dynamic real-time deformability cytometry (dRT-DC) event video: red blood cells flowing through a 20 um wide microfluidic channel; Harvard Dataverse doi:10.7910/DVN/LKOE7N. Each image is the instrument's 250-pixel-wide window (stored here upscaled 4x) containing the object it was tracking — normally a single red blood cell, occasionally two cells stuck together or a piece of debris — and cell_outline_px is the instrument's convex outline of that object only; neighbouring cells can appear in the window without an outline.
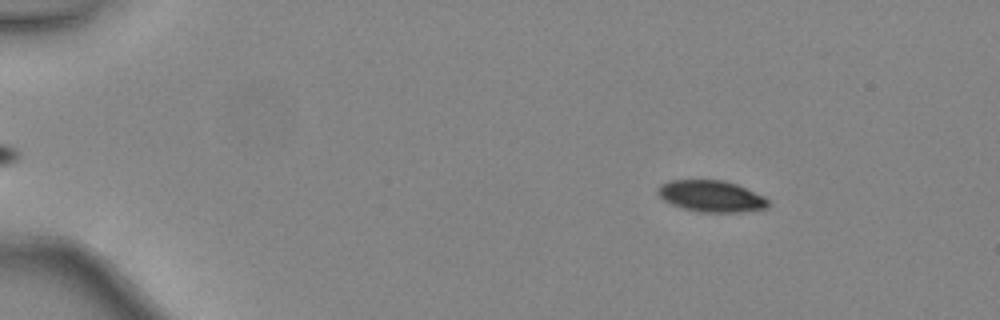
{"species": "common noctule bat (a hibernating species)", "species_latin": "Nyctalus noctula", "temperature_condition": "warm", "stored_images_in_passage": 49, "camera_frame_rate_fps": 3000, "um_per_image_px": 0.085, "animal": {"sex": "female", "body_mass_g": 24.6, "forearm_length_mm": 56.2}, "frame": {"image": 1, "passage_image": 8, "time_ms": 2.333, "image_size_px": [1000, 320], "cell_outline_px": [[768, 208], [740, 212], [700, 212], [684, 208], [672, 204], [664, 200], [656, 192], [656, 188], [660, 184], [668, 180], [724, 180], [736, 184], [764, 196], [768, 200]], "centroid_in_image_um": [60.43, 16.67], "position_along_channel_um": 24.6, "area_um2": 20.23}}
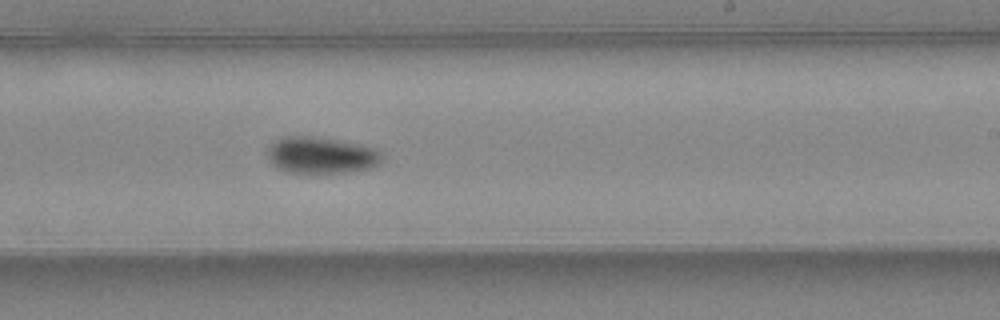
{"frame": {"image": 2, "passage_image": 31, "time_ms": 10.0, "image_size_px": [1000, 320], "cell_outline_px": [[384, 156], [380, 164], [372, 168], [344, 172], [284, 172], [276, 168], [268, 160], [268, 152], [272, 144], [276, 140], [284, 136], [312, 136], [360, 144], [376, 148]], "centroid_in_image_um": [27.32, 13.19], "position_along_channel_um": 261.7, "area_um2": 24.39}}
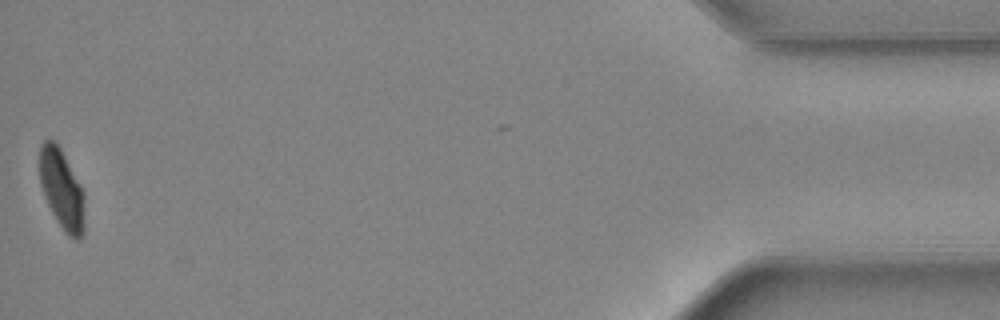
{"frame": {"image": 3, "passage_image": 48, "time_ms": 15.667, "image_size_px": [1000, 320], "cell_outline_px": [[84, 232], [80, 240], [76, 240], [68, 236], [64, 232], [52, 212], [44, 196], [40, 184], [40, 144], [44, 140], [52, 140], [60, 148], [84, 196]], "centroid_in_image_um": [5.24, 16.16], "position_along_channel_um": 430.0, "area_um2": 20.46}, "authors_computed_cell_mechanics": {"area_um2": 21.964, "velocity_mm_per_s": 4.4647, "shape_relaxation_time_tau1_ms": 2.5949, "shape_relaxation_time_tau2_ms": null, "deformation_change_tau1": 0.1208, "deformation_change_tau2": null}}